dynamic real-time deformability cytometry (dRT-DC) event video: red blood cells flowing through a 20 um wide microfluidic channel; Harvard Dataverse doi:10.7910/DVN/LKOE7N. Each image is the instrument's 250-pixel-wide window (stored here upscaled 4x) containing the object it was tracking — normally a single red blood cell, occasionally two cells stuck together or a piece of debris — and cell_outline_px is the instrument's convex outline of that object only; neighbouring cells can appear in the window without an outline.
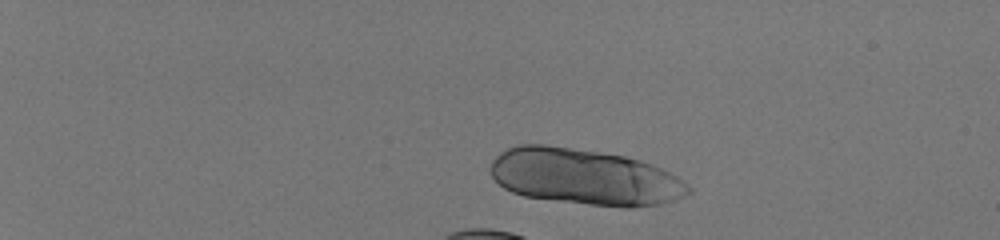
{"species": "human", "species_latin": "Homo sapiens", "temperature_condition": "room temperature", "stored_images_in_passage": 22, "camera_frame_rate_fps": 3000, "um_per_image_px": 0.085, "donor": {"sex": "male"}, "frame": {"image": 1, "passage_image": 9, "time_ms": 2.667, "image_size_px": [1000, 240], "cell_outline_px": [[692, 192], [676, 200], [660, 204], [632, 208], [624, 208], [588, 204], [524, 196], [512, 192], [504, 188], [492, 176], [492, 160], [500, 152], [508, 148], [520, 144], [544, 144], [624, 156], [640, 160], [652, 164], [676, 176], [688, 184], [692, 188]], "centroid_in_image_um": [49.72, 15.05], "position_along_channel_um": 35.3, "area_um2": 64.56}}